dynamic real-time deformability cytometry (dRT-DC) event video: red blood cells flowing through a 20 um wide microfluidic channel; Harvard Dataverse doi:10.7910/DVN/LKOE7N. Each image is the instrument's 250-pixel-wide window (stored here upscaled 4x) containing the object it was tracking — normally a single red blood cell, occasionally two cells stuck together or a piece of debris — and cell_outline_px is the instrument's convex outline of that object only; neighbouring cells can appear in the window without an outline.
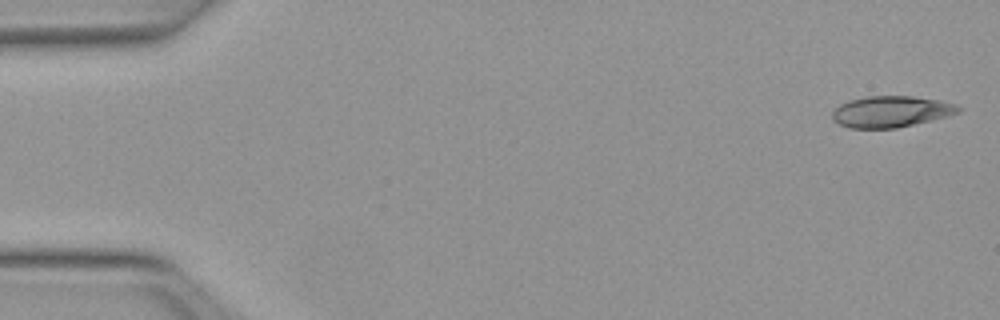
{"species": "Egyptian fruit bat (a non-hibernating species)", "species_latin": "Rousettus aegyptiacus", "temperature_condition": "warm", "stored_images_in_passage": 51, "segment_of_instrument_passage": [1, 2], "camera_frame_rate_fps": 3000, "um_per_image_px": 0.085, "animal": {"sex": "female"}, "frame": {"image": 1, "passage_image": 1, "time_ms": 0.0, "image_size_px": [1000, 320], "cell_outline_px": [[964, 108], [960, 112], [896, 128], [848, 128], [832, 120], [832, 112], [840, 104], [848, 100], [868, 96], [912, 96], [940, 100], [956, 104]], "centroid_in_image_um": [75.71, 9.47], "position_along_channel_um": 9.3, "area_um2": 22.83}}
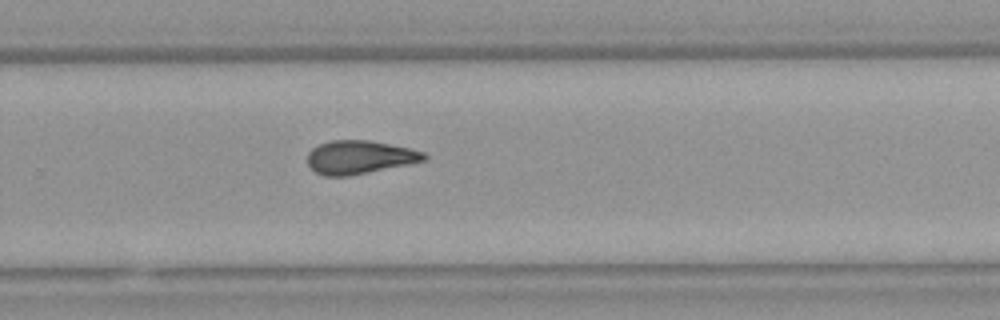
{"frame": {"image": 2, "passage_image": 33, "time_ms": 10.667, "image_size_px": [1000, 320], "cell_outline_px": [[428, 160], [348, 176], [324, 176], [308, 168], [308, 152], [312, 148], [320, 144], [332, 140], [368, 140], [408, 148], [424, 152], [428, 156]], "centroid_in_image_um": [30.54, 13.37], "position_along_channel_um": 299.3, "area_um2": 22.6}}
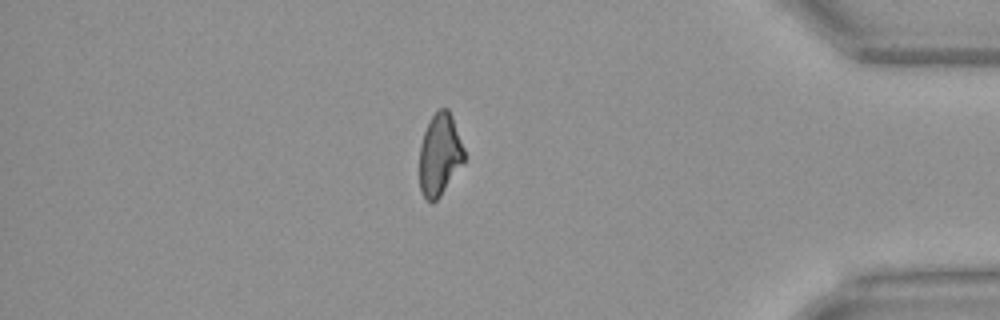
{"frame": {"image": 3, "passage_image": 43, "time_ms": 14.0, "image_size_px": [1000, 320], "cell_outline_px": [[464, 160], [440, 196], [432, 204], [424, 196], [420, 188], [420, 144], [424, 132], [432, 116], [440, 108], [448, 108], [452, 116], [464, 148]], "centroid_in_image_um": [37.37, 13.13], "position_along_channel_um": 397.8, "area_um2": 20.98}}